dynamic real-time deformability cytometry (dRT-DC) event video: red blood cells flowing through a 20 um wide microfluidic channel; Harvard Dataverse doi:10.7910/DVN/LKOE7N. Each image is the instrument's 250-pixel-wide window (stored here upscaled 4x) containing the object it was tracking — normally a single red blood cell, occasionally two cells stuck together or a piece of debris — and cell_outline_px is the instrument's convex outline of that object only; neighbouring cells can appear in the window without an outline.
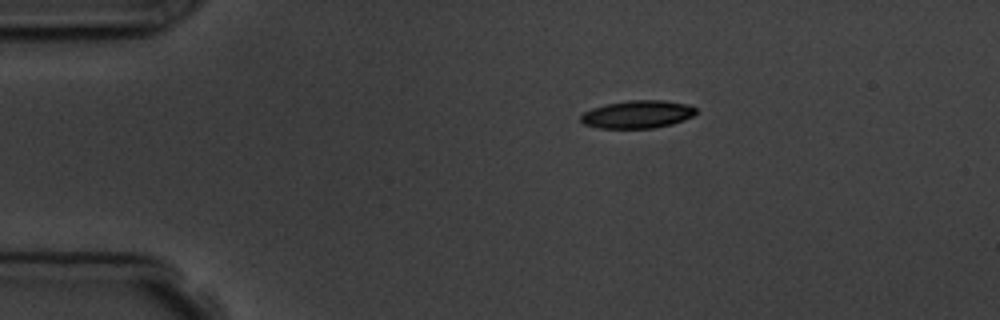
{"species": "common noctule bat (a hibernating species)", "species_latin": "Nyctalus noctula", "temperature_condition": "room temperature", "stored_images_in_passage": 4, "camera_frame_rate_fps": 3000, "um_per_image_px": 0.085, "animal": {"sex": "male", "body_mass_g": 19.5, "forearm_length_mm": 54.6}, "frame": {"image": 1, "passage_image": 1, "time_ms": 0.0, "image_size_px": [1000, 320], "cell_outline_px": [[696, 112], [692, 116], [684, 120], [672, 124], [652, 128], [600, 128], [584, 124], [580, 120], [580, 116], [584, 112], [592, 108], [604, 104], [628, 100], [664, 100], [688, 104], [696, 108]], "centroid_in_image_um": [54.18, 9.71], "position_along_channel_um": 30.8, "area_um2": 18.73}}
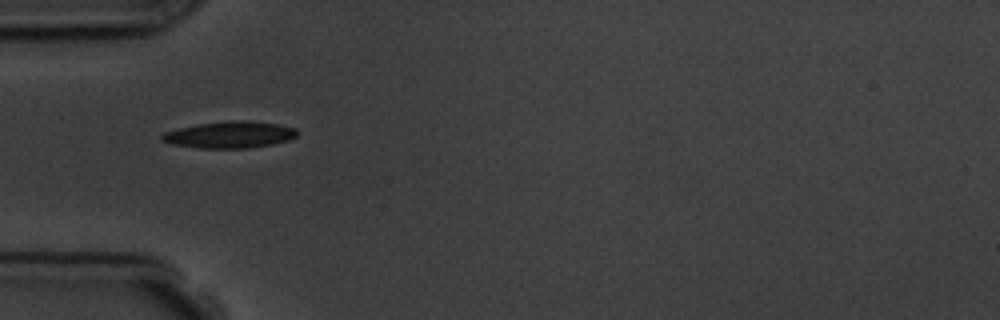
{"frame": {"image": 2, "passage_image": 3, "time_ms": 2.333, "image_size_px": [1000, 320], "cell_outline_px": [[296, 136], [288, 140], [272, 144], [248, 148], [200, 148], [172, 144], [160, 140], [160, 136], [164, 132], [196, 124], [232, 120], [252, 120], [276, 124], [296, 128]], "centroid_in_image_um": [19.51, 11.44], "position_along_channel_um": 65.5, "area_um2": 20.98}}